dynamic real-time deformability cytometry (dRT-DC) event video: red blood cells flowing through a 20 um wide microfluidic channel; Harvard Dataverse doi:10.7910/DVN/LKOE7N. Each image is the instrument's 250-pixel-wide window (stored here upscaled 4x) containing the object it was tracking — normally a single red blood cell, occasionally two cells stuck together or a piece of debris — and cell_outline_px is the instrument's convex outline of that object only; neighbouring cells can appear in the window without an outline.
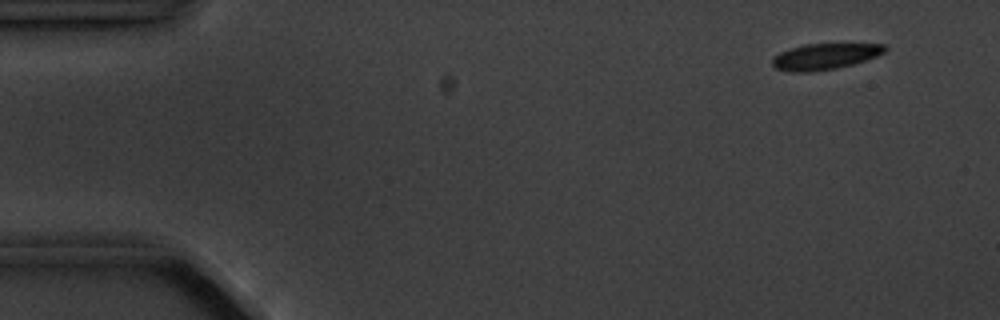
{"species": "common noctule bat (a hibernating species)", "species_latin": "Nyctalus noctula", "temperature_condition": "cold", "stored_images_in_passage": 5, "camera_frame_rate_fps": 3000, "um_per_image_px": 0.085, "animal": {"sex": "male", "body_mass_g": 20.1, "forearm_length_mm": 53.5}, "frame": {"image": 1, "passage_image": 1, "time_ms": 0.0, "image_size_px": [1000, 320], "cell_outline_px": [[888, 48], [884, 52], [876, 56], [852, 64], [836, 68], [808, 72], [792, 72], [776, 68], [772, 64], [772, 56], [780, 52], [804, 44], [884, 44]], "centroid_in_image_um": [70.09, 4.79], "position_along_channel_um": 14.9, "area_um2": 16.88}}